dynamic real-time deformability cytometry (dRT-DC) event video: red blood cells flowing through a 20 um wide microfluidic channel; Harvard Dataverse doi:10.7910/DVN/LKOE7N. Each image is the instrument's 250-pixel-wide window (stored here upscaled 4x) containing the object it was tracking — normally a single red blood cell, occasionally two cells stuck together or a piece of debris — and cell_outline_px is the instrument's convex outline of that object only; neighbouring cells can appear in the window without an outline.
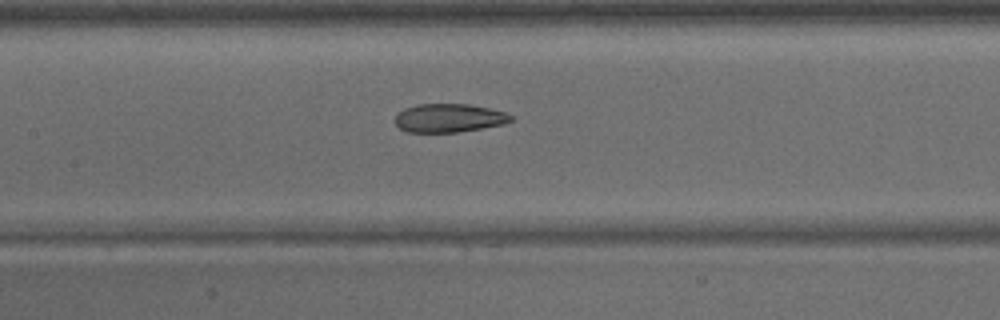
{"species": "common noctule bat (a hibernating species)", "species_latin": "Nyctalus noctula", "temperature_condition": "warm", "stored_images_in_passage": 40, "camera_frame_rate_fps": 3000, "um_per_image_px": 0.085, "animal": {"sex": "male", "body_mass_g": 15.6}, "frame": {"image": 1, "passage_image": 18, "time_ms": 5.667, "image_size_px": [1000, 320], "cell_outline_px": [[512, 120], [504, 124], [456, 132], [408, 132], [400, 128], [392, 120], [396, 112], [404, 108], [416, 104], [468, 104], [492, 108], [504, 112], [512, 116]], "centroid_in_image_um": [38.1, 10.02], "position_along_channel_um": 169.3, "area_um2": 19.42}}